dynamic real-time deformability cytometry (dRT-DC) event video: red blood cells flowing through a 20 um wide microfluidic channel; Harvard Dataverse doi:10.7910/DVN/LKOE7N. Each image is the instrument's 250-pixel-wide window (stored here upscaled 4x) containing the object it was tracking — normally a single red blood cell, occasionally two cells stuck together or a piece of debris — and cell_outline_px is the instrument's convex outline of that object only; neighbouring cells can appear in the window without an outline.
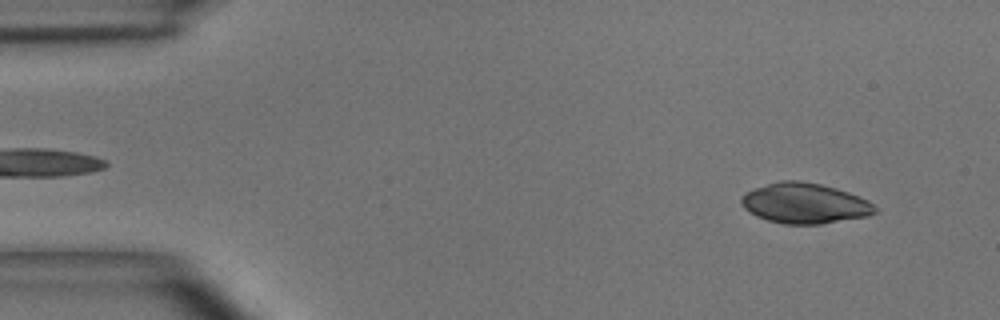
{"species": "common noctule bat (a hibernating species)", "species_latin": "Nyctalus noctula", "temperature_condition": "room temperature", "stored_images_in_passage": 12, "camera_frame_rate_fps": 3000, "um_per_image_px": 0.085, "animal": {"sex": "male", "body_mass_g": 15.6}, "frame": {"image": 1, "passage_image": 3, "time_ms": 0.667, "image_size_px": [1000, 320], "cell_outline_px": [[876, 212], [868, 216], [820, 224], [784, 224], [768, 220], [756, 216], [744, 208], [740, 204], [740, 196], [744, 192], [780, 180], [800, 180], [820, 184], [836, 188], [848, 192], [868, 200], [876, 208]], "centroid_in_image_um": [68.37, 17.28], "position_along_channel_um": 16.6, "area_um2": 31.44}}